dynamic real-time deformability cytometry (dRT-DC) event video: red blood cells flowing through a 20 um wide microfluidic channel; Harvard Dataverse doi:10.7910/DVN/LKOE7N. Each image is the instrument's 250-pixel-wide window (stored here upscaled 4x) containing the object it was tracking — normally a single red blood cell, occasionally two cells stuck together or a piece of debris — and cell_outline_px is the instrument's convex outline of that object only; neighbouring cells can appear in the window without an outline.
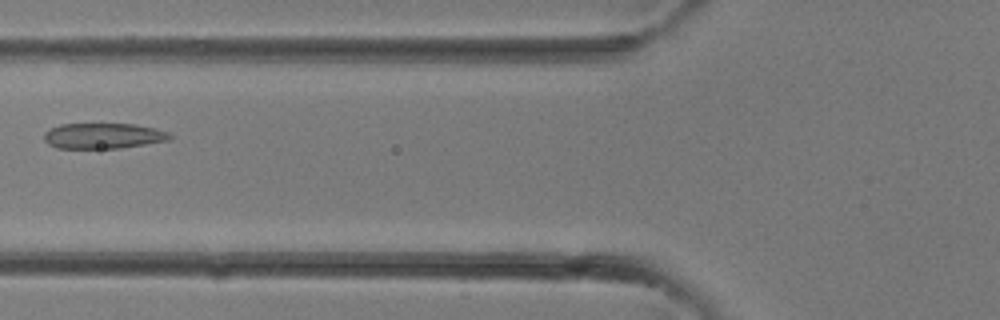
{"species": "common noctule bat (a hibernating species)", "species_latin": "Nyctalus noctula", "temperature_condition": "room temperature", "stored_images_in_passage": 31, "camera_frame_rate_fps": 3000, "um_per_image_px": 0.085, "animal": {"sex": "female"}, "frame": {"image": 1, "passage_image": 11, "time_ms": 3.333, "image_size_px": [1000, 320], "cell_outline_px": [[172, 140], [120, 148], [56, 148], [48, 144], [44, 140], [44, 132], [60, 124], [136, 124], [156, 128], [168, 132], [172, 136]], "centroid_in_image_um": [8.8, 11.55], "position_along_channel_um": 117.0, "area_um2": 18.84}}
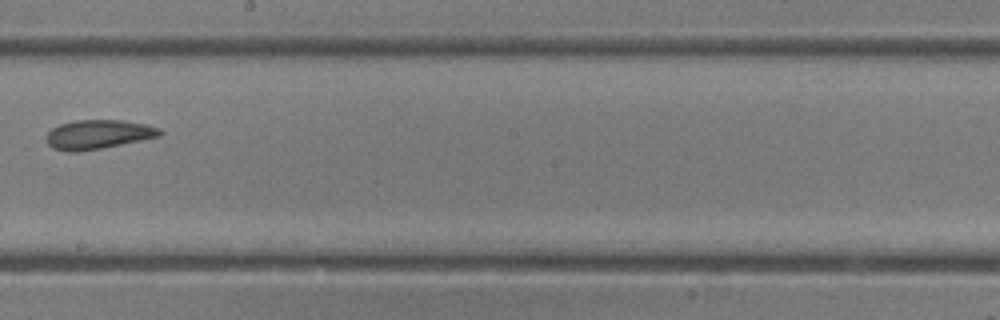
{"frame": {"image": 2, "passage_image": 17, "time_ms": 5.333, "image_size_px": [1000, 320], "cell_outline_px": [[164, 132], [160, 136], [100, 148], [76, 152], [68, 152], [52, 148], [48, 144], [48, 132], [52, 128], [60, 124], [76, 120], [120, 120], [148, 124], [160, 128]], "centroid_in_image_um": [8.37, 11.42], "position_along_channel_um": 239.8, "area_um2": 19.13}}
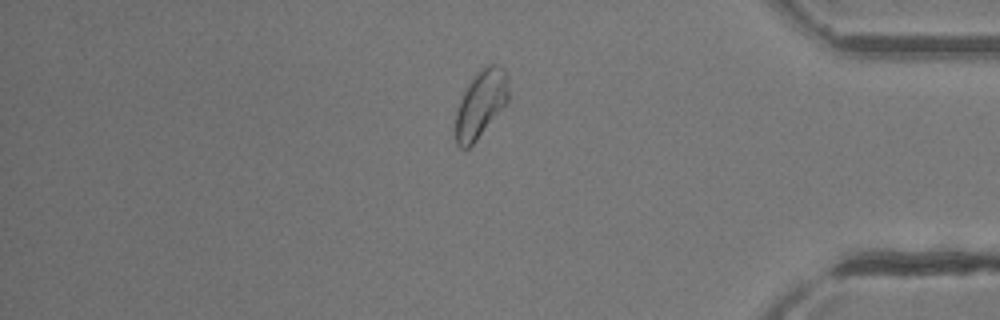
{"frame": {"image": 3, "passage_image": 26, "time_ms": 8.333, "image_size_px": [1000, 320], "cell_outline_px": [[508, 100], [476, 140], [468, 148], [460, 148], [456, 144], [456, 112], [460, 100], [468, 84], [488, 64], [496, 64], [504, 68], [508, 72]], "centroid_in_image_um": [40.87, 8.82], "position_along_channel_um": 394.3, "area_um2": 20.23}}